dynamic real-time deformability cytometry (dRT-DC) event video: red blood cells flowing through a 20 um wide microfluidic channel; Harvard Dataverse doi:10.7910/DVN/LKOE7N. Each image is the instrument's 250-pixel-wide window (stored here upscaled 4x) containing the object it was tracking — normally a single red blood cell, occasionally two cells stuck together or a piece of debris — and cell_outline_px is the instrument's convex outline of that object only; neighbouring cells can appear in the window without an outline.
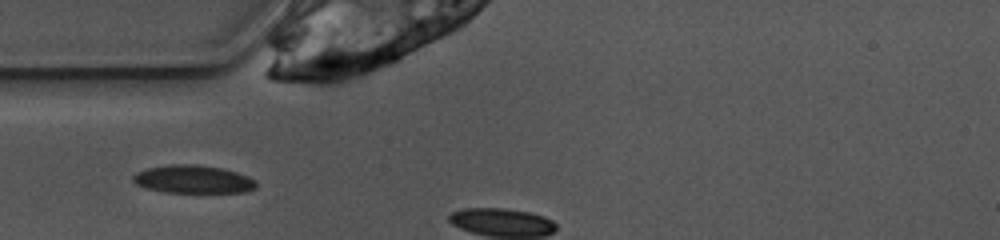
{"species": "common noctule bat (a hibernating species)", "species_latin": "Nyctalus noctula", "temperature_condition": "warm", "stored_images_in_passage": 3, "camera_frame_rate_fps": 3000, "um_per_image_px": 0.085, "animal": {"sex": "female", "body_mass_g": 10.0, "forearm_length_mm": 53.1}, "frame": {"image": 1, "passage_image": 1, "time_ms": 0.0, "image_size_px": [1000, 240], "cell_outline_px": [[256, 188], [248, 192], [164, 192], [144, 188], [136, 184], [132, 180], [132, 176], [136, 172], [148, 168], [168, 164], [196, 164], [220, 168], [236, 172], [248, 176], [256, 180]], "centroid_in_image_um": [16.4, 15.24], "position_along_channel_um": 68.6, "area_um2": 20.23}}